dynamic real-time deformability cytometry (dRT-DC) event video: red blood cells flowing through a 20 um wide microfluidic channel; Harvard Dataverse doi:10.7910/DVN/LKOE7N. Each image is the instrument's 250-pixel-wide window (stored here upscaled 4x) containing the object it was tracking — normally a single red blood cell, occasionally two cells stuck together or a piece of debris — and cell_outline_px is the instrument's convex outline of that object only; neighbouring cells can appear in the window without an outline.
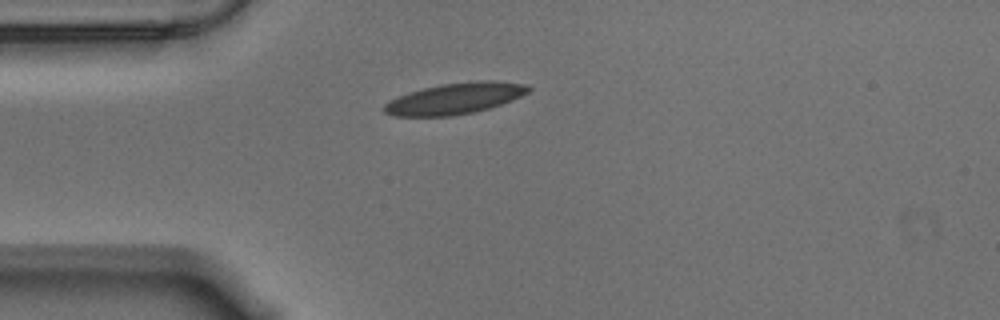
{"species": "Egyptian fruit bat (a non-hibernating species)", "species_latin": "Rousettus aegyptiacus", "temperature_condition": "warm", "stored_images_in_passage": 43, "camera_frame_rate_fps": 3000, "um_per_image_px": 0.085, "animal": {"sex": "male"}, "frame": {"image": 1, "passage_image": 1, "time_ms": 0.0, "image_size_px": [1000, 320], "cell_outline_px": [[532, 88], [528, 92], [520, 96], [500, 104], [488, 108], [472, 112], [452, 116], [392, 116], [384, 112], [384, 104], [388, 100], [408, 92], [440, 84], [476, 80], [492, 80], [524, 84]], "centroid_in_image_um": [38.62, 8.36], "position_along_channel_um": 46.4, "area_um2": 26.07}}
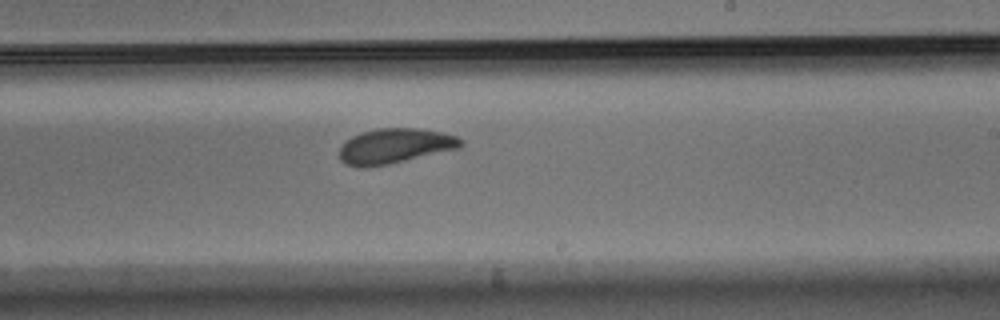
{"frame": {"image": 2, "passage_image": 20, "time_ms": 6.333, "image_size_px": [1000, 320], "cell_outline_px": [[464, 144], [460, 148], [388, 164], [368, 168], [360, 168], [344, 164], [340, 160], [340, 148], [352, 136], [376, 128], [416, 128], [440, 132], [456, 136], [464, 140]], "centroid_in_image_um": [33.57, 12.42], "position_along_channel_um": 255.4, "area_um2": 24.74}}
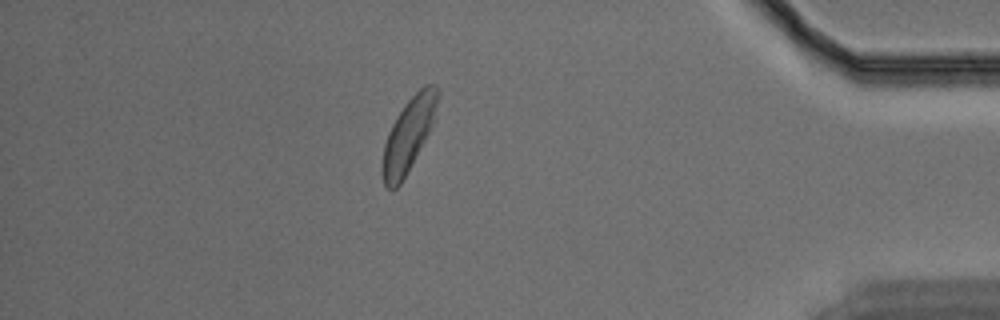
{"frame": {"image": 3, "passage_image": 36, "time_ms": 11.667, "image_size_px": [1000, 320], "cell_outline_px": [[440, 96], [432, 124], [424, 140], [400, 184], [396, 188], [388, 188], [384, 184], [380, 172], [384, 144], [388, 132], [396, 116], [408, 100], [424, 84], [436, 84], [440, 92]], "centroid_in_image_um": [34.71, 11.41], "position_along_channel_um": 400.5, "area_um2": 23.29}, "authors_computed_cell_mechanics": {"area_um2": 24.7384, "velocity_mm_per_s": 3.5022, "shape_relaxation_time_tau1_ms": 4.2771, "shape_relaxation_time_tau2_ms": 1.2898, "deformation_change_tau1": 0.1372, "deformation_change_tau2": 0.0651}}